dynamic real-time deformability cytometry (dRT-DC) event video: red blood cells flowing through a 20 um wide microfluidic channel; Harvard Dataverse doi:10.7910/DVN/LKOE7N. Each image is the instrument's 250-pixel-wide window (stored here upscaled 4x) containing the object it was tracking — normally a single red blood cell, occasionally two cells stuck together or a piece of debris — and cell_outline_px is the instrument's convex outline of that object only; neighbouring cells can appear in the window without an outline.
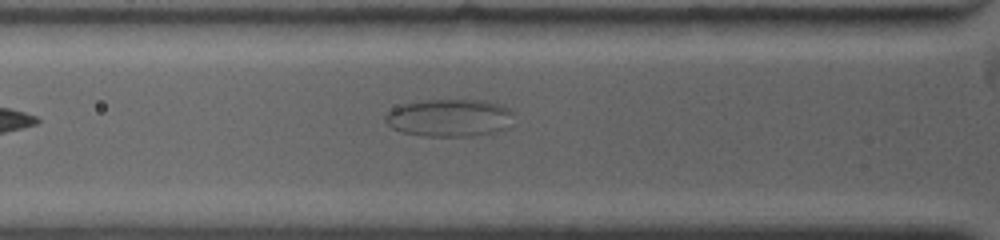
{"species": "common noctule bat (a hibernating species)", "species_latin": "Nyctalus noctula", "temperature_condition": "warm", "stored_images_in_passage": 8, "camera_frame_rate_fps": 4500, "um_per_image_px": 0.085, "animal": {"sex": "female", "body_mass_g": 19.0, "forearm_length_mm": 53.3}, "frame": {"image": 1, "passage_image": 2, "time_ms": 0.667, "image_size_px": [1000, 240], "cell_outline_px": [[512, 124], [504, 128], [492, 132], [472, 136], [424, 136], [404, 132], [392, 128], [384, 120], [384, 116], [392, 108], [404, 104], [428, 100], [484, 100], [500, 104], [508, 108], [512, 112]], "centroid_in_image_um": [38.2, 10.01], "position_along_channel_um": 87.6, "area_um2": 27.98}}
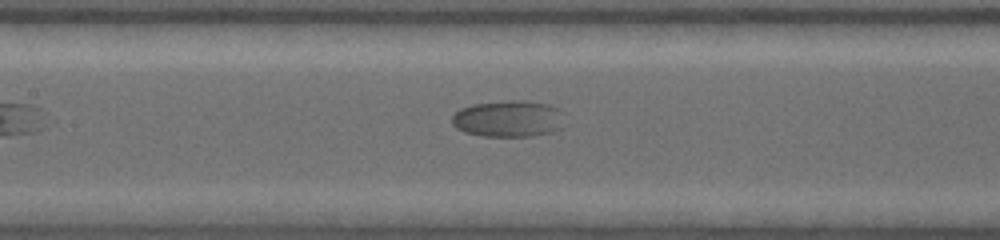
{"frame": {"image": 2, "passage_image": 5, "time_ms": 2.889, "image_size_px": [1000, 240], "cell_outline_px": [[568, 124], [552, 132], [532, 136], [484, 136], [464, 132], [456, 128], [452, 124], [452, 116], [460, 108], [472, 104], [504, 100], [524, 100], [548, 104], [560, 108]], "centroid_in_image_um": [43.27, 10.08], "position_along_channel_um": 164.1, "area_um2": 24.57}}
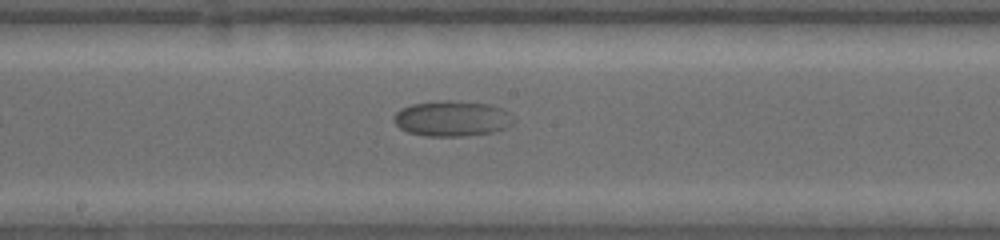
{"frame": {"image": 3, "passage_image": 7, "time_ms": 4.222, "image_size_px": [1000, 240], "cell_outline_px": [[516, 120], [512, 124], [504, 128], [492, 132], [464, 136], [424, 136], [408, 132], [400, 128], [392, 120], [392, 116], [400, 108], [412, 104], [444, 100], [456, 100], [488, 104], [504, 108], [516, 116]], "centroid_in_image_um": [38.45, 10.06], "position_along_channel_um": 209.8, "area_um2": 25.2}}